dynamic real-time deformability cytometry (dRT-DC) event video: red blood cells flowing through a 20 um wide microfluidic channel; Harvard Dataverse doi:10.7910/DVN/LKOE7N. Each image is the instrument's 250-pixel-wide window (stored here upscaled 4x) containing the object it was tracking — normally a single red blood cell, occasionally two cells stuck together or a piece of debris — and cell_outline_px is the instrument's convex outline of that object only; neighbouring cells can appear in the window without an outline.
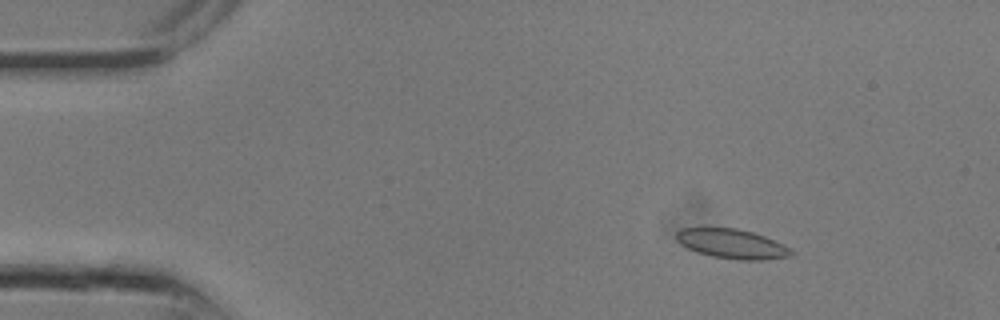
{"species": "common noctule bat (a hibernating species)", "species_latin": "Nyctalus noctula", "temperature_condition": "room temperature", "stored_images_in_passage": 14, "camera_frame_rate_fps": 3000, "um_per_image_px": 0.085, "animal": {"sex": "male", "body_mass_g": 13.3}, "frame": {"image": 1, "passage_image": 2, "time_ms": 0.333, "image_size_px": [1000, 320], "cell_outline_px": [[792, 252], [788, 256], [764, 260], [740, 260], [712, 256], [696, 252], [680, 244], [676, 240], [676, 232], [680, 228], [736, 228], [752, 232], [764, 236], [784, 244], [792, 248]], "centroid_in_image_um": [62.2, 20.72], "position_along_channel_um": 22.8, "area_um2": 19.71}}
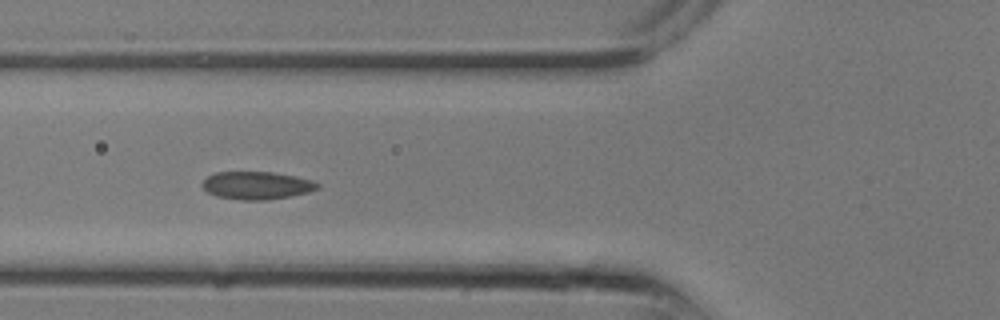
{"frame": {"image": 2, "passage_image": 8, "time_ms": 2.333, "image_size_px": [1000, 320], "cell_outline_px": [[320, 188], [308, 192], [292, 196], [268, 200], [240, 200], [216, 196], [208, 192], [200, 184], [208, 176], [216, 172], [272, 172], [296, 176], [312, 180], [320, 184]], "centroid_in_image_um": [21.84, 15.76], "position_along_channel_um": 104.0, "area_um2": 18.79}}
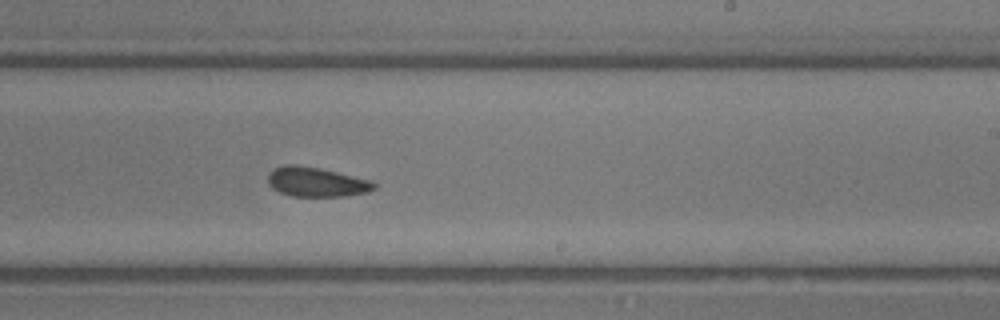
{"frame": {"image": 3, "passage_image": 14, "time_ms": 4.333, "image_size_px": [1000, 320], "cell_outline_px": [[376, 188], [368, 192], [344, 196], [292, 196], [280, 192], [272, 188], [268, 184], [268, 176], [276, 168], [284, 164], [296, 164], [320, 168], [372, 180], [376, 184]], "centroid_in_image_um": [26.91, 15.46], "position_along_channel_um": 262.1, "area_um2": 18.26}}